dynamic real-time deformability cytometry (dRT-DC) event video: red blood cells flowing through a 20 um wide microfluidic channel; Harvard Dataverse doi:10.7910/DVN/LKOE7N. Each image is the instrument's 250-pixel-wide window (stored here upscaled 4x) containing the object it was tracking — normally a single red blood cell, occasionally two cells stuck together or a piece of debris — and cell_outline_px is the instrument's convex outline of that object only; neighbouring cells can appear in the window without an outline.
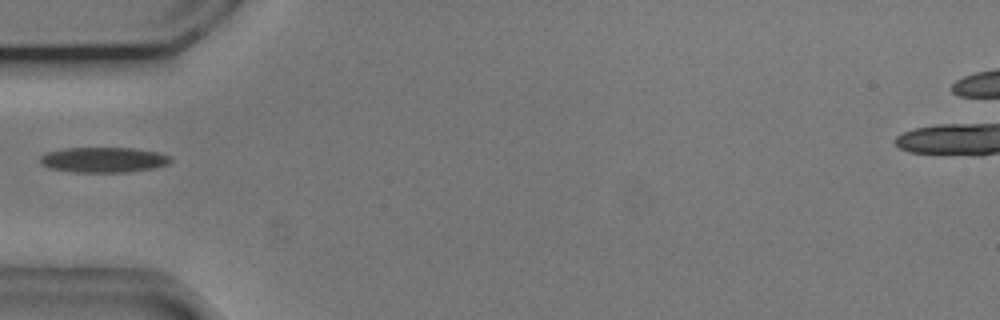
{"species": "common noctule bat (a hibernating species)", "species_latin": "Nyctalus noctula", "temperature_condition": "cold", "stored_images_in_passage": 37, "camera_frame_rate_fps": 3000, "um_per_image_px": 0.085, "animal": {"sex": "male", "body_mass_g": 20.5, "forearm_length_mm": 52.5}, "frame": {"image": 1, "passage_image": 1, "time_ms": 0.0, "image_size_px": [1000, 320], "cell_outline_px": [[172, 160], [168, 164], [156, 168], [128, 172], [68, 172], [48, 168], [40, 164], [40, 156], [48, 152], [64, 148], [132, 148], [160, 152], [172, 156]], "centroid_in_image_um": [8.82, 13.59], "position_along_channel_um": 76.2, "area_um2": 19.54}}
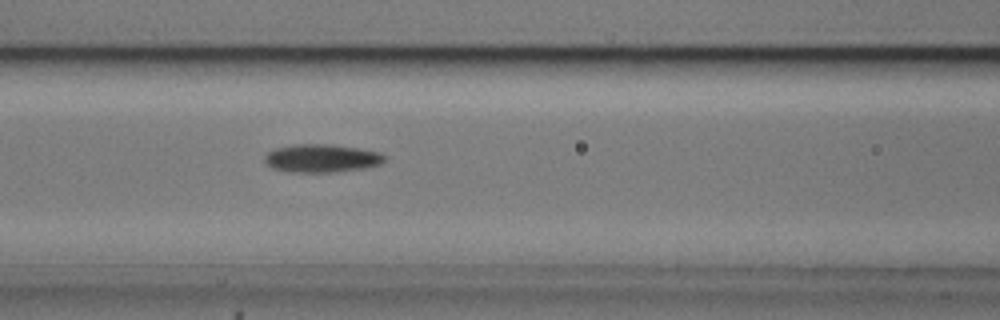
{"frame": {"image": 2, "passage_image": 6, "time_ms": 1.667, "image_size_px": [1000, 320], "cell_outline_px": [[388, 156], [380, 164], [364, 168], [332, 172], [288, 172], [272, 168], [264, 160], [264, 156], [268, 152], [276, 148], [296, 144], [332, 144], [380, 152]], "centroid_in_image_um": [27.34, 13.45], "position_along_channel_um": 139.3, "area_um2": 19.65}}